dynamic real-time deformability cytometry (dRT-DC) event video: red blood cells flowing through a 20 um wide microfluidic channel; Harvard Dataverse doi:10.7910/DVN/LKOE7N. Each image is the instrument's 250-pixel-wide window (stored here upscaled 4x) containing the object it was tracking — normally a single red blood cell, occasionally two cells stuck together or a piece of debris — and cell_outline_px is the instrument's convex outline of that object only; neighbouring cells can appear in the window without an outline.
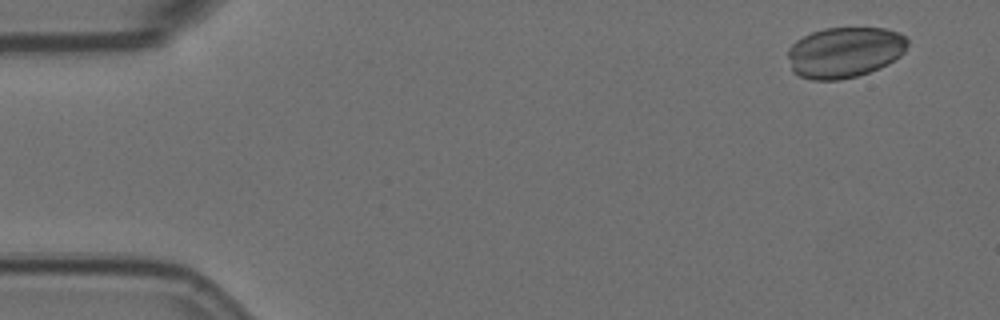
{"species": "Egyptian fruit bat (a non-hibernating species)", "species_latin": "Rousettus aegyptiacus", "temperature_condition": "room temperature", "stored_images_in_passage": 5, "camera_frame_rate_fps": 3000, "um_per_image_px": 0.085, "animal": {"sex": "female"}, "frame": {"image": 1, "passage_image": 1, "time_ms": 0.0, "image_size_px": [1000, 320], "cell_outline_px": [[908, 44], [904, 52], [900, 56], [888, 64], [880, 68], [856, 76], [840, 80], [812, 80], [800, 76], [792, 72], [788, 56], [788, 48], [796, 40], [812, 32], [824, 28], [884, 28], [900, 32], [908, 40]], "centroid_in_image_um": [71.79, 4.44], "position_along_channel_um": 13.2, "area_um2": 35.55}}
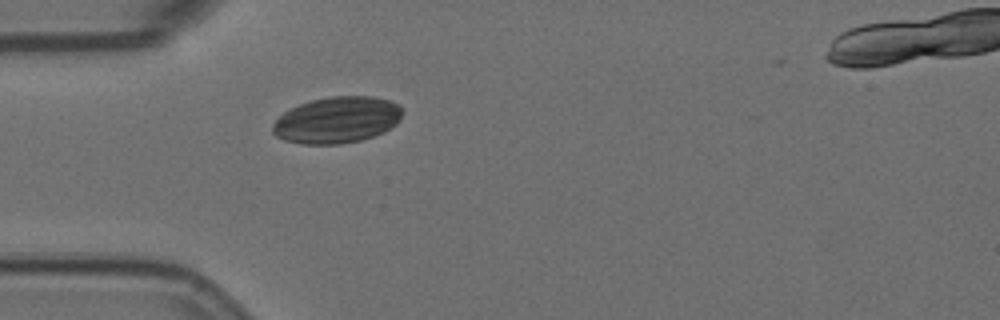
{"frame": {"image": 2, "passage_image": 4, "time_ms": 1.0, "image_size_px": [1000, 320], "cell_outline_px": [[404, 112], [400, 120], [396, 124], [384, 132], [360, 140], [340, 144], [304, 144], [284, 140], [276, 136], [272, 132], [272, 124], [284, 112], [300, 104], [312, 100], [332, 96], [372, 96], [388, 100], [400, 104], [404, 108]], "centroid_in_image_um": [28.68, 10.19], "position_along_channel_um": 56.3, "area_um2": 35.2}}